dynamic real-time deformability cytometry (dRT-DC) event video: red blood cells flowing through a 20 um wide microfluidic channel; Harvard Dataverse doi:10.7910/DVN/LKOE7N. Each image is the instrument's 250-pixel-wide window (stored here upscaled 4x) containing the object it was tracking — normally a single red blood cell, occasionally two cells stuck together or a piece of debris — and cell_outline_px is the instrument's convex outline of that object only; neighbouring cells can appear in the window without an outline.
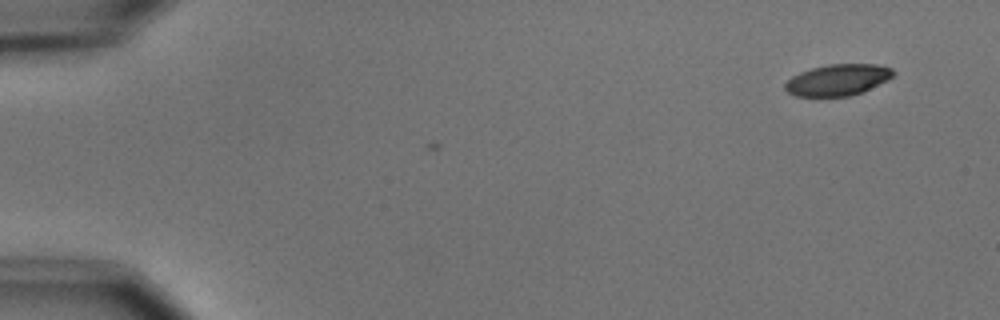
{"species": "common noctule bat (a hibernating species)", "species_latin": "Nyctalus noctula", "temperature_condition": "cold", "stored_images_in_passage": 2, "camera_frame_rate_fps": 3000, "um_per_image_px": 0.085, "animal": {"sex": "male", "body_mass_g": 15.6}, "frame": {"image": 1, "passage_image": 2, "time_ms": 1.333, "image_size_px": [1000, 320], "cell_outline_px": [[896, 72], [888, 80], [864, 92], [848, 96], [796, 96], [788, 92], [784, 88], [784, 84], [792, 76], [800, 72], [812, 68], [828, 64], [876, 64], [892, 68]], "centroid_in_image_um": [71.23, 6.79], "position_along_channel_um": 13.8, "area_um2": 19.83}}